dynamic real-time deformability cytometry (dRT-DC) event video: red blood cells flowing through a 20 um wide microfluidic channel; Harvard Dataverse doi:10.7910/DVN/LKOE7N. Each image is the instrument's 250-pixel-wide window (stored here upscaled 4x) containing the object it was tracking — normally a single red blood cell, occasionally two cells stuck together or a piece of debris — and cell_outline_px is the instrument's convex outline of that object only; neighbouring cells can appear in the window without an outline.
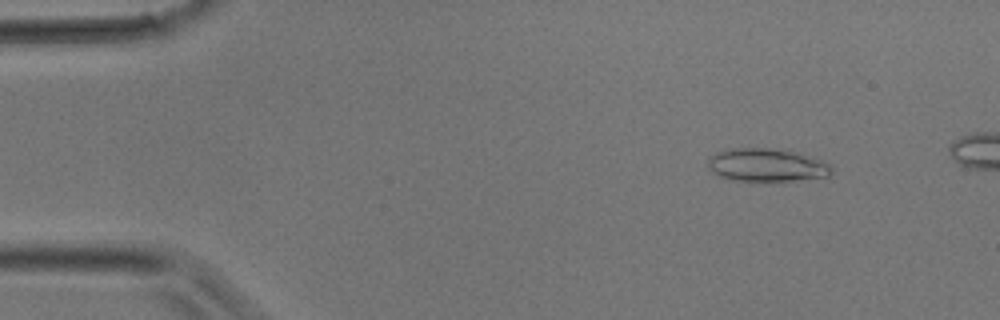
{"species": "common noctule bat (a hibernating species)", "species_latin": "Nyctalus noctula", "temperature_condition": "room temperature", "stored_images_in_passage": 28, "camera_frame_rate_fps": 3000, "um_per_image_px": 0.085, "animal": {"sex": "male", "body_mass_g": 17.9}, "frame": {"image": 1, "passage_image": 4, "time_ms": 1.0, "image_size_px": [1000, 320], "cell_outline_px": [[832, 172], [828, 176], [796, 180], [728, 180], [712, 172], [708, 168], [708, 160], [716, 152], [732, 148], [768, 148], [800, 152], [820, 160], [828, 164], [832, 168]], "centroid_in_image_um": [65.15, 14.02], "position_along_channel_um": 19.9, "area_um2": 23.64}}
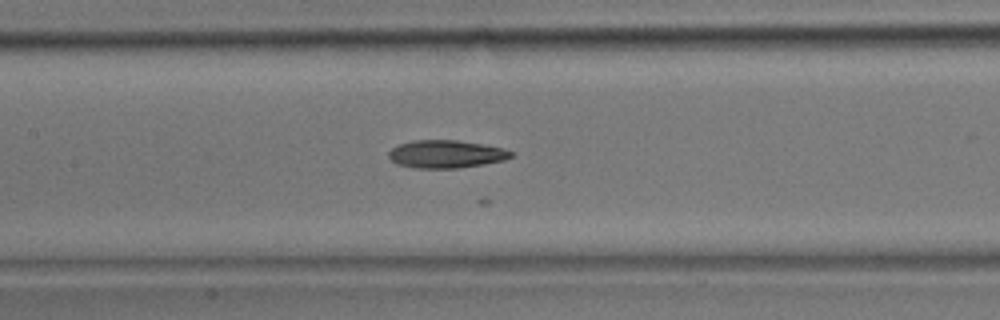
{"frame": {"image": 2, "passage_image": 16, "time_ms": 5.0, "image_size_px": [1000, 320], "cell_outline_px": [[512, 156], [504, 160], [484, 164], [456, 168], [416, 168], [396, 164], [388, 156], [388, 152], [392, 148], [400, 144], [412, 140], [456, 140], [504, 148], [512, 152]], "centroid_in_image_um": [37.89, 13.1], "position_along_channel_um": 169.5, "area_um2": 19.71}}
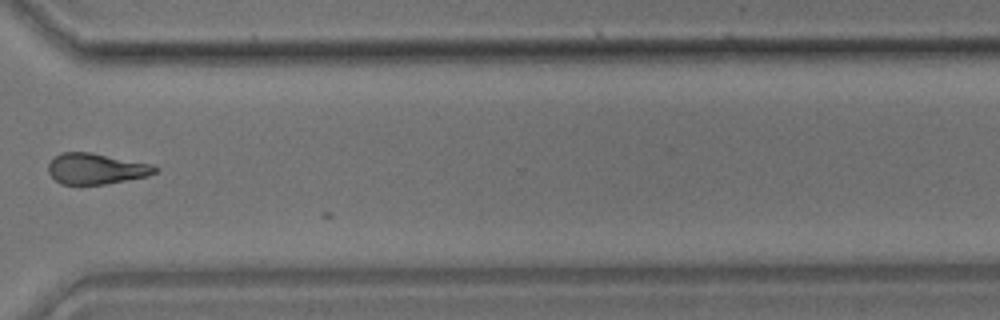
{"frame": {"image": 3, "passage_image": 26, "time_ms": 8.333, "image_size_px": [1000, 320], "cell_outline_px": [[160, 168], [156, 172], [148, 176], [104, 184], [60, 184], [48, 172], [48, 164], [60, 152], [92, 152], [152, 164]], "centroid_in_image_um": [8.18, 14.33], "position_along_channel_um": 362.4, "area_um2": 19.19}}